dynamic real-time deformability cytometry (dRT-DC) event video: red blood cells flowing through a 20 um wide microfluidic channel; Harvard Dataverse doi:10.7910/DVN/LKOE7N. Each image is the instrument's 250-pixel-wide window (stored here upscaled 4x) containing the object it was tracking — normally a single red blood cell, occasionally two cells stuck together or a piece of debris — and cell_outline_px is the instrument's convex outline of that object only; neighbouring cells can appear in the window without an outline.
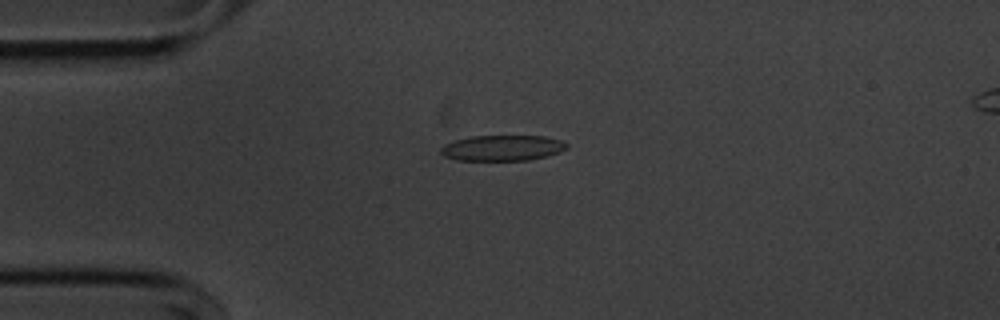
{"species": "common noctule bat (a hibernating species)", "species_latin": "Nyctalus noctula", "temperature_condition": "cold", "stored_images_in_passage": 52, "camera_frame_rate_fps": 3000, "um_per_image_px": 0.085, "animal": {"sex": "male", "body_mass_g": 20.1, "forearm_length_mm": 53.5}, "frame": {"image": 1, "passage_image": 10, "time_ms": 3.0, "image_size_px": [1000, 320], "cell_outline_px": [[568, 148], [560, 152], [528, 160], [456, 160], [444, 156], [440, 152], [440, 148], [444, 144], [456, 140], [472, 136], [544, 136], [564, 140], [568, 144]], "centroid_in_image_um": [42.72, 12.57], "position_along_channel_um": 42.3, "area_um2": 18.84}}
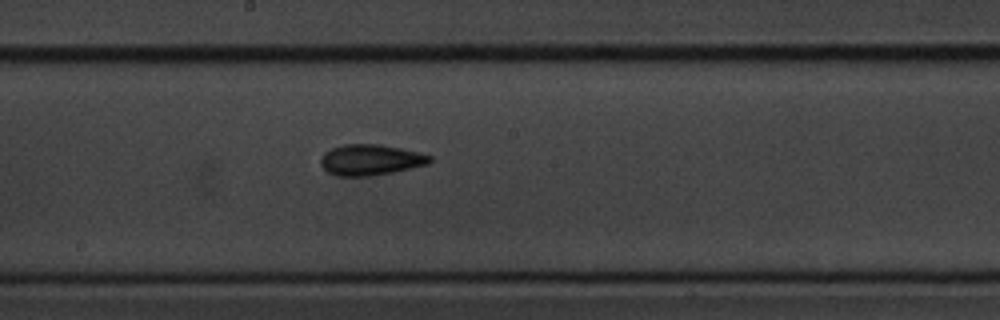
{"frame": {"image": 2, "passage_image": 26, "time_ms": 8.333, "image_size_px": [1000, 320], "cell_outline_px": [[432, 160], [428, 164], [392, 172], [368, 176], [336, 176], [328, 172], [320, 164], [320, 156], [324, 152], [332, 148], [344, 144], [380, 144], [420, 152], [432, 156]], "centroid_in_image_um": [31.48, 13.58], "position_along_channel_um": 216.7, "area_um2": 19.65}}
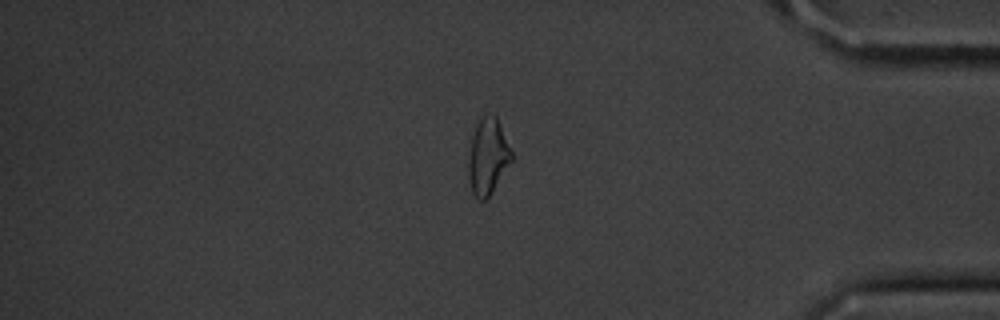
{"frame": {"image": 3, "passage_image": 43, "time_ms": 14.0, "image_size_px": [1000, 320], "cell_outline_px": [[512, 160], [488, 196], [484, 200], [476, 200], [472, 192], [468, 176], [468, 156], [472, 136], [476, 124], [480, 116], [488, 112], [492, 112], [496, 116], [512, 152]], "centroid_in_image_um": [41.43, 13.25], "position_along_channel_um": 393.8, "area_um2": 19.07}, "authors_computed_cell_mechanics": {"area_um2": 19.1607, "velocity_mm_per_s": 3.6281, "shape_relaxation_time_tau1_ms": 2.9328, "shape_relaxation_time_tau2_ms": 5.0708, "deformation_change_tau1": 0.1028, "deformation_change_tau2": 0.1177}}